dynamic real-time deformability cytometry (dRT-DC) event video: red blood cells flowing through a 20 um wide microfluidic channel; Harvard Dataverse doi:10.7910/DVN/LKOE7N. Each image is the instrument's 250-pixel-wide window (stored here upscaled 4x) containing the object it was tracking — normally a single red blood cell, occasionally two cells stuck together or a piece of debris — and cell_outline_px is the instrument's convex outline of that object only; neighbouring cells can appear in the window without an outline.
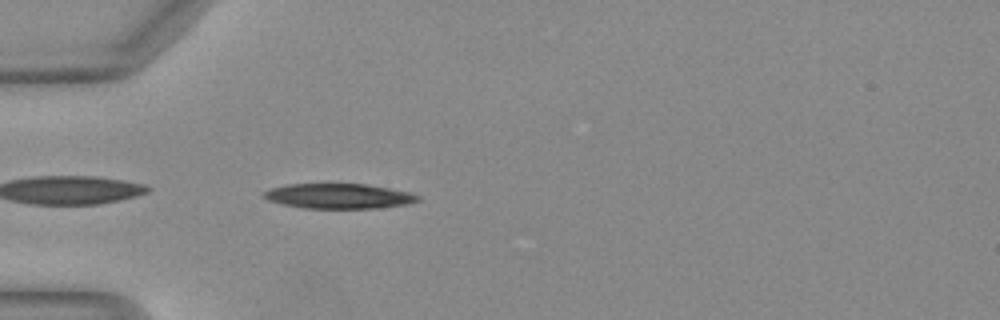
{"species": "Egyptian fruit bat (a non-hibernating species)", "species_latin": "Rousettus aegyptiacus", "temperature_condition": "warm", "stored_images_in_passage": 37, "camera_frame_rate_fps": 3000, "um_per_image_px": 0.085, "animal": {"sex": "female"}, "frame": {"image": 1, "passage_image": 2, "time_ms": 0.333, "image_size_px": [1000, 320], "cell_outline_px": [[420, 200], [408, 204], [380, 208], [304, 208], [284, 204], [268, 200], [264, 196], [264, 192], [272, 188], [288, 184], [364, 184], [412, 192], [420, 196]], "centroid_in_image_um": [28.86, 16.67], "position_along_channel_um": 56.1, "area_um2": 22.31}}
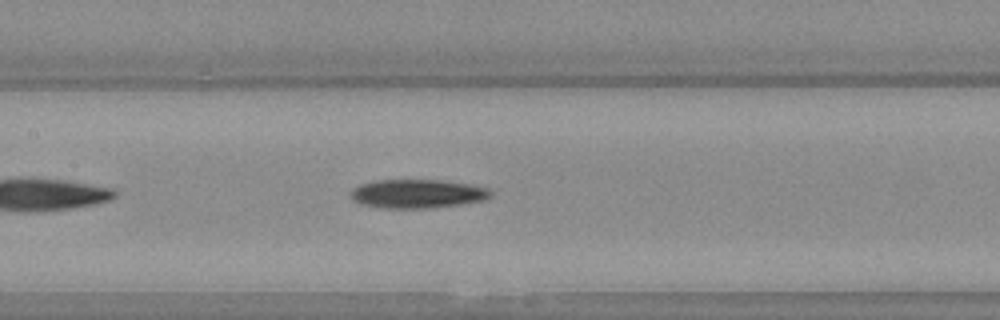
{"frame": {"image": 2, "passage_image": 11, "time_ms": 3.333, "image_size_px": [1000, 320], "cell_outline_px": [[492, 196], [488, 200], [432, 208], [384, 208], [360, 204], [352, 200], [352, 188], [360, 184], [376, 180], [440, 180], [468, 184], [492, 188]], "centroid_in_image_um": [35.53, 16.47], "position_along_channel_um": 171.9, "area_um2": 23.7}}
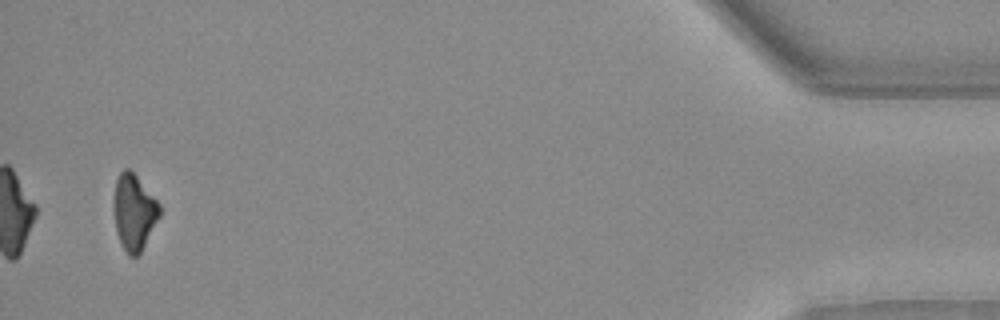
{"frame": {"image": 3, "passage_image": 35, "time_ms": 11.333, "image_size_px": [1000, 320], "cell_outline_px": [[160, 216], [140, 252], [136, 256], [128, 256], [116, 232], [112, 208], [112, 200], [116, 180], [120, 172], [124, 168], [128, 168], [136, 176], [160, 204]], "centroid_in_image_um": [11.35, 18.01], "position_along_channel_um": 423.8, "area_um2": 20.23}}